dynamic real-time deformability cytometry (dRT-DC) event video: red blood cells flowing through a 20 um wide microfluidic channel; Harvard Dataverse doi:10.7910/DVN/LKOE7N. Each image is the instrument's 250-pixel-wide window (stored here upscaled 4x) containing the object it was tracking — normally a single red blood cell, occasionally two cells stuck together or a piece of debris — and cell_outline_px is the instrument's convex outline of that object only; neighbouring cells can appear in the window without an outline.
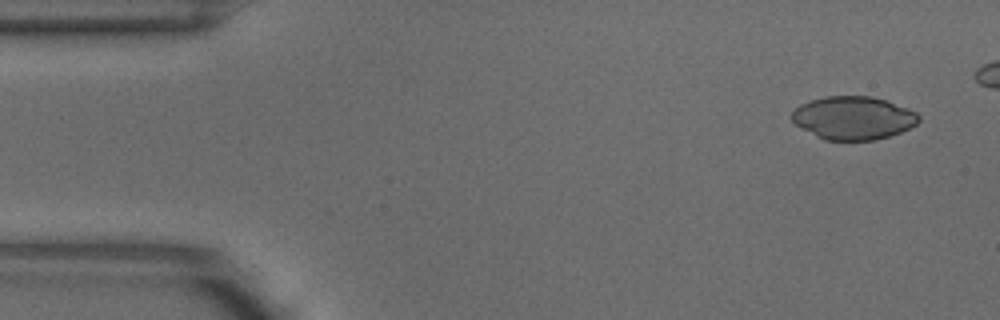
{"species": "common noctule bat (a hibernating species)", "species_latin": "Nyctalus noctula", "temperature_condition": "warm", "stored_images_in_passage": 4, "camera_frame_rate_fps": 3000, "um_per_image_px": 0.085, "animal": {"sex": "male", "body_mass_g": 18.8}, "frame": {"image": 1, "passage_image": 1, "time_ms": 0.0, "image_size_px": [1000, 320], "cell_outline_px": [[920, 120], [916, 124], [900, 132], [888, 136], [872, 140], [824, 140], [816, 136], [796, 124], [788, 116], [800, 104], [824, 96], [872, 96], [888, 100], [908, 108], [916, 112], [920, 116]], "centroid_in_image_um": [72.53, 10.01], "position_along_channel_um": 12.5, "area_um2": 31.96}}